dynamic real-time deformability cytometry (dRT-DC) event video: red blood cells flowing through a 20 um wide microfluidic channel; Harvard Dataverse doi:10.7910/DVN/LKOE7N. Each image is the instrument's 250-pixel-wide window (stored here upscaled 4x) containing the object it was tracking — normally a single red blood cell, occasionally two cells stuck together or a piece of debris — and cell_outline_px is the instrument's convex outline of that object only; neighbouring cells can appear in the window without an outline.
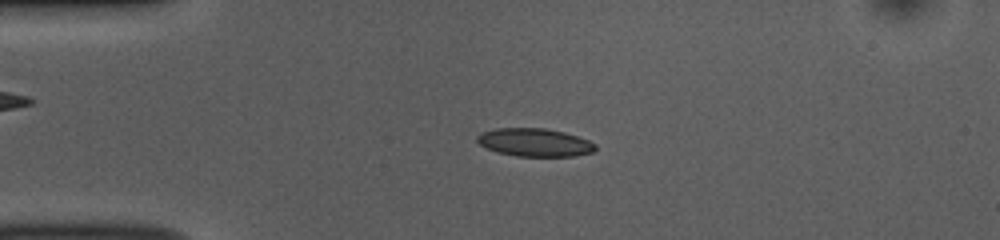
{"species": "common noctule bat (a hibernating species)", "species_latin": "Nyctalus noctula", "temperature_condition": "room temperature", "stored_images_in_passage": 51, "camera_frame_rate_fps": 3000, "um_per_image_px": 0.085, "animal": {"sex": "female", "body_mass_g": 10.0, "forearm_length_mm": 53.1}, "frame": {"image": 1, "passage_image": 11, "time_ms": 3.333, "image_size_px": [1000, 240], "cell_outline_px": [[596, 148], [592, 152], [576, 156], [516, 156], [496, 152], [480, 144], [476, 140], [476, 136], [480, 132], [496, 128], [544, 128], [564, 132], [588, 140], [596, 144]], "centroid_in_image_um": [45.42, 12.1], "position_along_channel_um": 39.6, "area_um2": 19.36}}
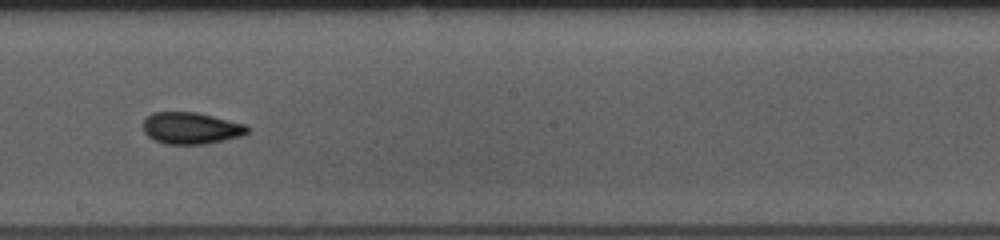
{"frame": {"image": 2, "passage_image": 28, "time_ms": 9.0, "image_size_px": [1000, 240], "cell_outline_px": [[248, 132], [244, 136], [204, 144], [164, 144], [148, 136], [144, 132], [144, 120], [152, 112], [196, 112], [248, 124]], "centroid_in_image_um": [16.28, 10.89], "position_along_channel_um": 231.9, "area_um2": 19.36}}
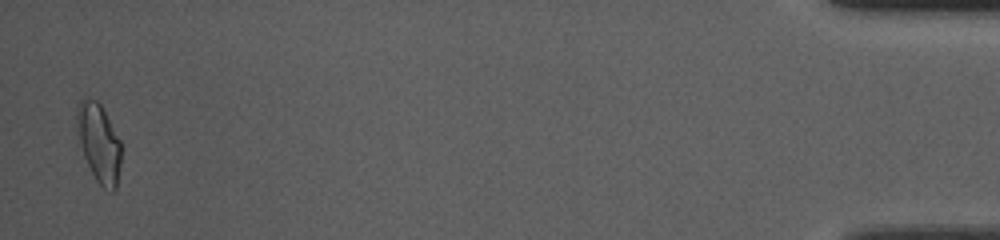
{"frame": {"image": 3, "passage_image": 50, "time_ms": 16.333, "image_size_px": [1000, 240], "cell_outline_px": [[120, 164], [116, 188], [112, 192], [104, 188], [96, 180], [84, 156], [80, 140], [76, 120], [76, 108], [80, 100], [96, 100], [100, 104], [120, 140]], "centroid_in_image_um": [8.41, 12.16], "position_along_channel_um": 426.8, "area_um2": 19.65}, "authors_computed_cell_mechanics": {"area_um2": 19.1318, "velocity_mm_per_s": 3.8664, "shape_relaxation_time_tau1_ms": 6.827, "shape_relaxation_time_tau2_ms": 2.209, "deformation_change_tau1": 0.1492, "deformation_change_tau2": 0.0727}}